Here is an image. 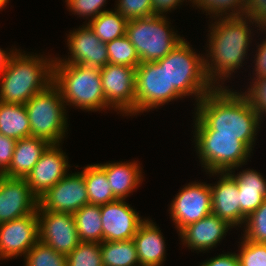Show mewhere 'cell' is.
<instances>
[{
    "label": "cell",
    "instance_id": "cell-1",
    "mask_svg": "<svg viewBox=\"0 0 266 266\" xmlns=\"http://www.w3.org/2000/svg\"><path fill=\"white\" fill-rule=\"evenodd\" d=\"M193 105H196L193 135L238 136V140L254 150L252 148L256 145L263 119L254 111L241 89L214 88Z\"/></svg>",
    "mask_w": 266,
    "mask_h": 266
},
{
    "label": "cell",
    "instance_id": "cell-2",
    "mask_svg": "<svg viewBox=\"0 0 266 266\" xmlns=\"http://www.w3.org/2000/svg\"><path fill=\"white\" fill-rule=\"evenodd\" d=\"M210 23L206 35L208 49L205 47L204 55L206 77L214 88H228L224 82L232 80L231 75L237 73L249 58L253 31L262 29L250 17L244 16L215 17Z\"/></svg>",
    "mask_w": 266,
    "mask_h": 266
},
{
    "label": "cell",
    "instance_id": "cell-3",
    "mask_svg": "<svg viewBox=\"0 0 266 266\" xmlns=\"http://www.w3.org/2000/svg\"><path fill=\"white\" fill-rule=\"evenodd\" d=\"M18 49L0 74V102L25 105L53 82L52 55Z\"/></svg>",
    "mask_w": 266,
    "mask_h": 266
},
{
    "label": "cell",
    "instance_id": "cell-4",
    "mask_svg": "<svg viewBox=\"0 0 266 266\" xmlns=\"http://www.w3.org/2000/svg\"><path fill=\"white\" fill-rule=\"evenodd\" d=\"M53 83L67 106L86 112L111 110L102 90L100 68L53 63Z\"/></svg>",
    "mask_w": 266,
    "mask_h": 266
},
{
    "label": "cell",
    "instance_id": "cell-5",
    "mask_svg": "<svg viewBox=\"0 0 266 266\" xmlns=\"http://www.w3.org/2000/svg\"><path fill=\"white\" fill-rule=\"evenodd\" d=\"M157 62L165 66L170 87L184 98L194 97L195 104L214 89L206 77L204 55L197 53L185 38Z\"/></svg>",
    "mask_w": 266,
    "mask_h": 266
},
{
    "label": "cell",
    "instance_id": "cell-6",
    "mask_svg": "<svg viewBox=\"0 0 266 266\" xmlns=\"http://www.w3.org/2000/svg\"><path fill=\"white\" fill-rule=\"evenodd\" d=\"M25 108L32 137L42 138L50 144H63L69 129L68 111L60 90L53 82L36 93L25 104Z\"/></svg>",
    "mask_w": 266,
    "mask_h": 266
},
{
    "label": "cell",
    "instance_id": "cell-7",
    "mask_svg": "<svg viewBox=\"0 0 266 266\" xmlns=\"http://www.w3.org/2000/svg\"><path fill=\"white\" fill-rule=\"evenodd\" d=\"M170 24L165 15L128 20L126 36L135 47L140 63L159 61L184 39Z\"/></svg>",
    "mask_w": 266,
    "mask_h": 266
},
{
    "label": "cell",
    "instance_id": "cell-8",
    "mask_svg": "<svg viewBox=\"0 0 266 266\" xmlns=\"http://www.w3.org/2000/svg\"><path fill=\"white\" fill-rule=\"evenodd\" d=\"M193 137L196 155L204 169L202 171L206 173L239 170L253 155V152L238 140V136L193 135Z\"/></svg>",
    "mask_w": 266,
    "mask_h": 266
},
{
    "label": "cell",
    "instance_id": "cell-9",
    "mask_svg": "<svg viewBox=\"0 0 266 266\" xmlns=\"http://www.w3.org/2000/svg\"><path fill=\"white\" fill-rule=\"evenodd\" d=\"M135 93L136 116L184 98L170 87L166 68L158 62H144L136 67Z\"/></svg>",
    "mask_w": 266,
    "mask_h": 266
},
{
    "label": "cell",
    "instance_id": "cell-10",
    "mask_svg": "<svg viewBox=\"0 0 266 266\" xmlns=\"http://www.w3.org/2000/svg\"><path fill=\"white\" fill-rule=\"evenodd\" d=\"M136 68L108 63L100 68L102 90L106 104L124 116L136 115Z\"/></svg>",
    "mask_w": 266,
    "mask_h": 266
},
{
    "label": "cell",
    "instance_id": "cell-11",
    "mask_svg": "<svg viewBox=\"0 0 266 266\" xmlns=\"http://www.w3.org/2000/svg\"><path fill=\"white\" fill-rule=\"evenodd\" d=\"M169 206L170 219L179 233L187 225L212 213L210 183L195 180L183 185Z\"/></svg>",
    "mask_w": 266,
    "mask_h": 266
},
{
    "label": "cell",
    "instance_id": "cell-12",
    "mask_svg": "<svg viewBox=\"0 0 266 266\" xmlns=\"http://www.w3.org/2000/svg\"><path fill=\"white\" fill-rule=\"evenodd\" d=\"M85 22L67 35V57H56L53 63L80 64L87 67L103 68L109 63L107 46ZM75 29V30H74ZM70 53V55H69Z\"/></svg>",
    "mask_w": 266,
    "mask_h": 266
},
{
    "label": "cell",
    "instance_id": "cell-13",
    "mask_svg": "<svg viewBox=\"0 0 266 266\" xmlns=\"http://www.w3.org/2000/svg\"><path fill=\"white\" fill-rule=\"evenodd\" d=\"M89 204L82 172L68 173L38 199L37 211L70 213Z\"/></svg>",
    "mask_w": 266,
    "mask_h": 266
},
{
    "label": "cell",
    "instance_id": "cell-14",
    "mask_svg": "<svg viewBox=\"0 0 266 266\" xmlns=\"http://www.w3.org/2000/svg\"><path fill=\"white\" fill-rule=\"evenodd\" d=\"M39 241L67 256L81 242L73 214L37 211Z\"/></svg>",
    "mask_w": 266,
    "mask_h": 266
},
{
    "label": "cell",
    "instance_id": "cell-15",
    "mask_svg": "<svg viewBox=\"0 0 266 266\" xmlns=\"http://www.w3.org/2000/svg\"><path fill=\"white\" fill-rule=\"evenodd\" d=\"M39 241L37 211L0 224V261L24 257Z\"/></svg>",
    "mask_w": 266,
    "mask_h": 266
},
{
    "label": "cell",
    "instance_id": "cell-16",
    "mask_svg": "<svg viewBox=\"0 0 266 266\" xmlns=\"http://www.w3.org/2000/svg\"><path fill=\"white\" fill-rule=\"evenodd\" d=\"M68 159L62 144H51L42 154L25 178L38 199L69 173L72 166Z\"/></svg>",
    "mask_w": 266,
    "mask_h": 266
},
{
    "label": "cell",
    "instance_id": "cell-17",
    "mask_svg": "<svg viewBox=\"0 0 266 266\" xmlns=\"http://www.w3.org/2000/svg\"><path fill=\"white\" fill-rule=\"evenodd\" d=\"M103 241L132 240L138 227L146 219L142 218L125 199L100 205Z\"/></svg>",
    "mask_w": 266,
    "mask_h": 266
},
{
    "label": "cell",
    "instance_id": "cell-18",
    "mask_svg": "<svg viewBox=\"0 0 266 266\" xmlns=\"http://www.w3.org/2000/svg\"><path fill=\"white\" fill-rule=\"evenodd\" d=\"M38 198L25 178L0 175V224L36 212Z\"/></svg>",
    "mask_w": 266,
    "mask_h": 266
},
{
    "label": "cell",
    "instance_id": "cell-19",
    "mask_svg": "<svg viewBox=\"0 0 266 266\" xmlns=\"http://www.w3.org/2000/svg\"><path fill=\"white\" fill-rule=\"evenodd\" d=\"M234 228L227 221L211 213L204 218L187 225L179 233L181 244L197 253H206L225 238L229 229Z\"/></svg>",
    "mask_w": 266,
    "mask_h": 266
},
{
    "label": "cell",
    "instance_id": "cell-20",
    "mask_svg": "<svg viewBox=\"0 0 266 266\" xmlns=\"http://www.w3.org/2000/svg\"><path fill=\"white\" fill-rule=\"evenodd\" d=\"M210 177H219L210 184L212 213L227 221L234 228H240V198L235 178L229 172H209Z\"/></svg>",
    "mask_w": 266,
    "mask_h": 266
},
{
    "label": "cell",
    "instance_id": "cell-21",
    "mask_svg": "<svg viewBox=\"0 0 266 266\" xmlns=\"http://www.w3.org/2000/svg\"><path fill=\"white\" fill-rule=\"evenodd\" d=\"M147 217L133 237L140 266H162L166 261V242L160 227Z\"/></svg>",
    "mask_w": 266,
    "mask_h": 266
},
{
    "label": "cell",
    "instance_id": "cell-22",
    "mask_svg": "<svg viewBox=\"0 0 266 266\" xmlns=\"http://www.w3.org/2000/svg\"><path fill=\"white\" fill-rule=\"evenodd\" d=\"M236 180L240 198V227L246 218L255 211L266 198V178L254 169L246 168L242 171H228ZM242 225V226H241Z\"/></svg>",
    "mask_w": 266,
    "mask_h": 266
},
{
    "label": "cell",
    "instance_id": "cell-23",
    "mask_svg": "<svg viewBox=\"0 0 266 266\" xmlns=\"http://www.w3.org/2000/svg\"><path fill=\"white\" fill-rule=\"evenodd\" d=\"M99 165L105 170L111 190L117 199L126 200L144 180L143 168L138 160L106 162Z\"/></svg>",
    "mask_w": 266,
    "mask_h": 266
},
{
    "label": "cell",
    "instance_id": "cell-24",
    "mask_svg": "<svg viewBox=\"0 0 266 266\" xmlns=\"http://www.w3.org/2000/svg\"><path fill=\"white\" fill-rule=\"evenodd\" d=\"M50 145L47 140L32 136L16 140L11 164L2 175L26 178Z\"/></svg>",
    "mask_w": 266,
    "mask_h": 266
},
{
    "label": "cell",
    "instance_id": "cell-25",
    "mask_svg": "<svg viewBox=\"0 0 266 266\" xmlns=\"http://www.w3.org/2000/svg\"><path fill=\"white\" fill-rule=\"evenodd\" d=\"M0 133L15 140L31 136L25 105L0 102Z\"/></svg>",
    "mask_w": 266,
    "mask_h": 266
},
{
    "label": "cell",
    "instance_id": "cell-26",
    "mask_svg": "<svg viewBox=\"0 0 266 266\" xmlns=\"http://www.w3.org/2000/svg\"><path fill=\"white\" fill-rule=\"evenodd\" d=\"M89 204L104 205L117 200L109 185L105 170L97 164L83 167Z\"/></svg>",
    "mask_w": 266,
    "mask_h": 266
},
{
    "label": "cell",
    "instance_id": "cell-27",
    "mask_svg": "<svg viewBox=\"0 0 266 266\" xmlns=\"http://www.w3.org/2000/svg\"><path fill=\"white\" fill-rule=\"evenodd\" d=\"M73 216L81 242H103L100 205L86 204L74 212Z\"/></svg>",
    "mask_w": 266,
    "mask_h": 266
},
{
    "label": "cell",
    "instance_id": "cell-28",
    "mask_svg": "<svg viewBox=\"0 0 266 266\" xmlns=\"http://www.w3.org/2000/svg\"><path fill=\"white\" fill-rule=\"evenodd\" d=\"M103 266H140L133 240L100 243Z\"/></svg>",
    "mask_w": 266,
    "mask_h": 266
},
{
    "label": "cell",
    "instance_id": "cell-29",
    "mask_svg": "<svg viewBox=\"0 0 266 266\" xmlns=\"http://www.w3.org/2000/svg\"><path fill=\"white\" fill-rule=\"evenodd\" d=\"M128 20L115 9L103 12L93 20L87 22L92 31L102 42L113 41L126 35Z\"/></svg>",
    "mask_w": 266,
    "mask_h": 266
},
{
    "label": "cell",
    "instance_id": "cell-30",
    "mask_svg": "<svg viewBox=\"0 0 266 266\" xmlns=\"http://www.w3.org/2000/svg\"><path fill=\"white\" fill-rule=\"evenodd\" d=\"M109 63L136 68L140 58L126 35L106 43Z\"/></svg>",
    "mask_w": 266,
    "mask_h": 266
},
{
    "label": "cell",
    "instance_id": "cell-31",
    "mask_svg": "<svg viewBox=\"0 0 266 266\" xmlns=\"http://www.w3.org/2000/svg\"><path fill=\"white\" fill-rule=\"evenodd\" d=\"M24 266H67L64 254L38 241L23 257Z\"/></svg>",
    "mask_w": 266,
    "mask_h": 266
},
{
    "label": "cell",
    "instance_id": "cell-32",
    "mask_svg": "<svg viewBox=\"0 0 266 266\" xmlns=\"http://www.w3.org/2000/svg\"><path fill=\"white\" fill-rule=\"evenodd\" d=\"M244 0H199L194 6L209 18L242 16ZM208 13V14H207Z\"/></svg>",
    "mask_w": 266,
    "mask_h": 266
},
{
    "label": "cell",
    "instance_id": "cell-33",
    "mask_svg": "<svg viewBox=\"0 0 266 266\" xmlns=\"http://www.w3.org/2000/svg\"><path fill=\"white\" fill-rule=\"evenodd\" d=\"M241 235L246 240L266 244V198L245 220Z\"/></svg>",
    "mask_w": 266,
    "mask_h": 266
},
{
    "label": "cell",
    "instance_id": "cell-34",
    "mask_svg": "<svg viewBox=\"0 0 266 266\" xmlns=\"http://www.w3.org/2000/svg\"><path fill=\"white\" fill-rule=\"evenodd\" d=\"M66 259L67 266H103L100 243L80 242Z\"/></svg>",
    "mask_w": 266,
    "mask_h": 266
},
{
    "label": "cell",
    "instance_id": "cell-35",
    "mask_svg": "<svg viewBox=\"0 0 266 266\" xmlns=\"http://www.w3.org/2000/svg\"><path fill=\"white\" fill-rule=\"evenodd\" d=\"M240 238L236 253L240 266H266V244Z\"/></svg>",
    "mask_w": 266,
    "mask_h": 266
},
{
    "label": "cell",
    "instance_id": "cell-36",
    "mask_svg": "<svg viewBox=\"0 0 266 266\" xmlns=\"http://www.w3.org/2000/svg\"><path fill=\"white\" fill-rule=\"evenodd\" d=\"M114 9L125 19H139L154 15L152 0H116Z\"/></svg>",
    "mask_w": 266,
    "mask_h": 266
},
{
    "label": "cell",
    "instance_id": "cell-37",
    "mask_svg": "<svg viewBox=\"0 0 266 266\" xmlns=\"http://www.w3.org/2000/svg\"><path fill=\"white\" fill-rule=\"evenodd\" d=\"M65 3L72 15H78L79 18L87 19L88 22L101 13L110 11L103 8L106 6L107 0H65Z\"/></svg>",
    "mask_w": 266,
    "mask_h": 266
},
{
    "label": "cell",
    "instance_id": "cell-38",
    "mask_svg": "<svg viewBox=\"0 0 266 266\" xmlns=\"http://www.w3.org/2000/svg\"><path fill=\"white\" fill-rule=\"evenodd\" d=\"M241 93L249 101L254 111L264 120L266 116V77L250 81L247 89Z\"/></svg>",
    "mask_w": 266,
    "mask_h": 266
},
{
    "label": "cell",
    "instance_id": "cell-39",
    "mask_svg": "<svg viewBox=\"0 0 266 266\" xmlns=\"http://www.w3.org/2000/svg\"><path fill=\"white\" fill-rule=\"evenodd\" d=\"M242 16L250 17L261 29H266V0H244Z\"/></svg>",
    "mask_w": 266,
    "mask_h": 266
},
{
    "label": "cell",
    "instance_id": "cell-40",
    "mask_svg": "<svg viewBox=\"0 0 266 266\" xmlns=\"http://www.w3.org/2000/svg\"><path fill=\"white\" fill-rule=\"evenodd\" d=\"M266 34V29H262L261 30V34ZM266 35L264 36V39H262L261 40V42L259 43H257L256 45V49H255V51H256V54H255V56H253V59L254 60H252L253 62L252 63H254L253 64V66L254 67H252V69H253V72H252V76H254V77H252L251 78V76H250V79L252 80V79H256V78H261V77H266Z\"/></svg>",
    "mask_w": 266,
    "mask_h": 266
},
{
    "label": "cell",
    "instance_id": "cell-41",
    "mask_svg": "<svg viewBox=\"0 0 266 266\" xmlns=\"http://www.w3.org/2000/svg\"><path fill=\"white\" fill-rule=\"evenodd\" d=\"M16 140L0 133V175L10 166Z\"/></svg>",
    "mask_w": 266,
    "mask_h": 266
},
{
    "label": "cell",
    "instance_id": "cell-42",
    "mask_svg": "<svg viewBox=\"0 0 266 266\" xmlns=\"http://www.w3.org/2000/svg\"><path fill=\"white\" fill-rule=\"evenodd\" d=\"M198 266H240L237 254L235 252H223L217 256L206 259Z\"/></svg>",
    "mask_w": 266,
    "mask_h": 266
},
{
    "label": "cell",
    "instance_id": "cell-43",
    "mask_svg": "<svg viewBox=\"0 0 266 266\" xmlns=\"http://www.w3.org/2000/svg\"><path fill=\"white\" fill-rule=\"evenodd\" d=\"M184 3L183 0H152L154 15H165L176 10Z\"/></svg>",
    "mask_w": 266,
    "mask_h": 266
},
{
    "label": "cell",
    "instance_id": "cell-44",
    "mask_svg": "<svg viewBox=\"0 0 266 266\" xmlns=\"http://www.w3.org/2000/svg\"><path fill=\"white\" fill-rule=\"evenodd\" d=\"M15 48V49H14ZM9 50L1 49L0 47V74L8 66L12 56L18 51L16 47Z\"/></svg>",
    "mask_w": 266,
    "mask_h": 266
},
{
    "label": "cell",
    "instance_id": "cell-45",
    "mask_svg": "<svg viewBox=\"0 0 266 266\" xmlns=\"http://www.w3.org/2000/svg\"><path fill=\"white\" fill-rule=\"evenodd\" d=\"M10 0H0V11H2V9L7 7V4Z\"/></svg>",
    "mask_w": 266,
    "mask_h": 266
},
{
    "label": "cell",
    "instance_id": "cell-46",
    "mask_svg": "<svg viewBox=\"0 0 266 266\" xmlns=\"http://www.w3.org/2000/svg\"><path fill=\"white\" fill-rule=\"evenodd\" d=\"M183 1H184L185 3H186V2H189L190 4L192 3L193 5L191 4V6L194 8V6L198 3L199 0H188V1H187V0H183Z\"/></svg>",
    "mask_w": 266,
    "mask_h": 266
}]
</instances>
